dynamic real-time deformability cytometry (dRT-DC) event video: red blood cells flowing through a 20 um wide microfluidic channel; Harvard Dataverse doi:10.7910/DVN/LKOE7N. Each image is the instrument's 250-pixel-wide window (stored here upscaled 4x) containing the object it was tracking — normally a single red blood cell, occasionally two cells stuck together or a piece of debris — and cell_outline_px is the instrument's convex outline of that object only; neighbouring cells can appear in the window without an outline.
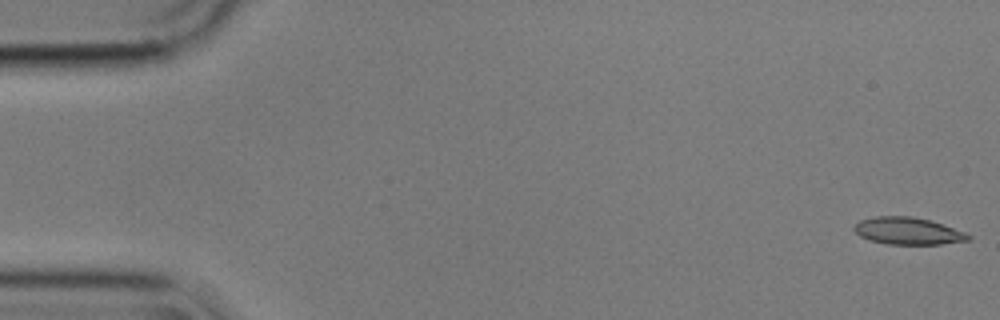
{"species": "common noctule bat (a hibernating species)", "species_latin": "Nyctalus noctula", "temperature_condition": "cold", "stored_images_in_passage": 55, "camera_frame_rate_fps": 3000, "um_per_image_px": 0.085, "animal": {"sex": "male", "body_mass_g": 17.9}, "frame": {"image": 1, "passage_image": 1, "time_ms": 0.0, "image_size_px": [1000, 320], "cell_outline_px": [[972, 236], [968, 240], [940, 244], [888, 244], [868, 240], [860, 236], [852, 228], [860, 220], [876, 216], [912, 216], [928, 220], [964, 232]], "centroid_in_image_um": [77.12, 19.63], "position_along_channel_um": 7.9, "area_um2": 17.8}}
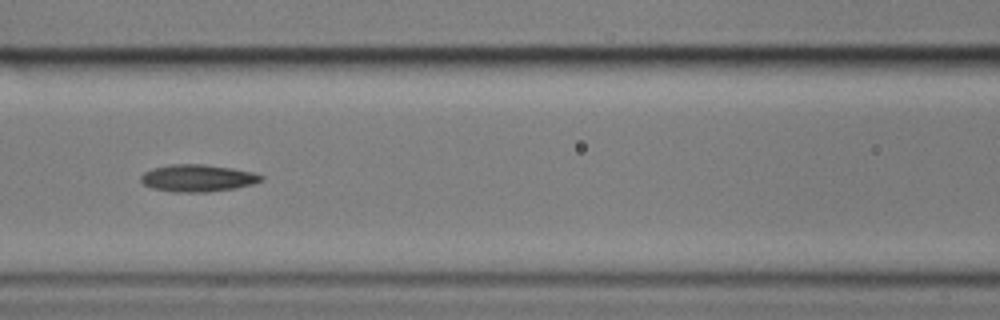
{"frame": {"image": 2, "passage_image": 24, "time_ms": 7.667, "image_size_px": [1000, 320], "cell_outline_px": [[264, 180], [252, 184], [236, 188], [208, 192], [172, 192], [152, 188], [144, 184], [140, 180], [140, 176], [144, 172], [152, 168], [168, 164], [204, 164], [232, 168], [252, 172], [264, 176]], "centroid_in_image_um": [16.79, 15.14], "position_along_channel_um": 149.8, "area_um2": 19.19}}
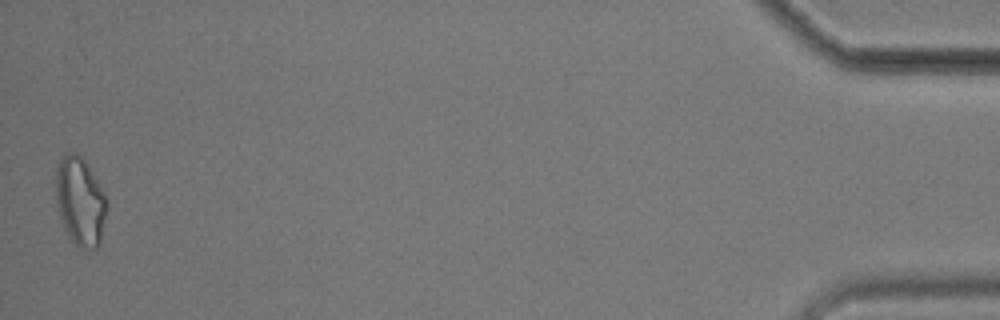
{"frame": {"image": 3, "passage_image": 55, "time_ms": 18.0, "image_size_px": [1000, 320], "cell_outline_px": [[104, 216], [100, 244], [96, 248], [80, 248], [68, 236], [64, 228], [60, 216], [56, 196], [56, 168], [60, 160], [68, 152], [76, 152], [84, 160], [104, 192]], "centroid_in_image_um": [6.78, 17.11], "position_along_channel_um": 428.4, "area_um2": 25.49}, "authors_computed_cell_mechanics": {"area_um2": 18.785, "velocity_mm_per_s": 3.5753, "shape_relaxation_time_tau1_ms": 3.666, "shape_relaxation_time_tau2_ms": 6.0476, "deformation_change_tau1": 0.1363, "deformation_change_tau2": 0.123}}